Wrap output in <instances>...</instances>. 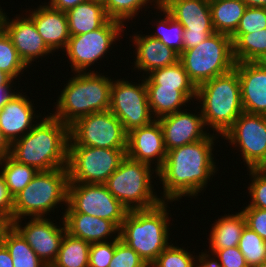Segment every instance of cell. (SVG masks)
Segmentation results:
<instances>
[{
    "instance_id": "b9f144b4",
    "label": "cell",
    "mask_w": 266,
    "mask_h": 267,
    "mask_svg": "<svg viewBox=\"0 0 266 267\" xmlns=\"http://www.w3.org/2000/svg\"><path fill=\"white\" fill-rule=\"evenodd\" d=\"M115 251V240L91 243L88 267H108Z\"/></svg>"
},
{
    "instance_id": "44dd1931",
    "label": "cell",
    "mask_w": 266,
    "mask_h": 267,
    "mask_svg": "<svg viewBox=\"0 0 266 267\" xmlns=\"http://www.w3.org/2000/svg\"><path fill=\"white\" fill-rule=\"evenodd\" d=\"M243 112L266 116V67L261 62H236Z\"/></svg>"
},
{
    "instance_id": "9f6ffc18",
    "label": "cell",
    "mask_w": 266,
    "mask_h": 267,
    "mask_svg": "<svg viewBox=\"0 0 266 267\" xmlns=\"http://www.w3.org/2000/svg\"><path fill=\"white\" fill-rule=\"evenodd\" d=\"M257 170L266 177V161L263 162L258 168Z\"/></svg>"
},
{
    "instance_id": "d6986e66",
    "label": "cell",
    "mask_w": 266,
    "mask_h": 267,
    "mask_svg": "<svg viewBox=\"0 0 266 267\" xmlns=\"http://www.w3.org/2000/svg\"><path fill=\"white\" fill-rule=\"evenodd\" d=\"M126 154L133 160L149 165L156 163L157 171L163 166L167 150L161 125L157 119L147 126L132 129L128 133Z\"/></svg>"
},
{
    "instance_id": "3957f363",
    "label": "cell",
    "mask_w": 266,
    "mask_h": 267,
    "mask_svg": "<svg viewBox=\"0 0 266 267\" xmlns=\"http://www.w3.org/2000/svg\"><path fill=\"white\" fill-rule=\"evenodd\" d=\"M94 71L75 72L60 91L54 113L49 114L70 127L86 115L108 111L113 79Z\"/></svg>"
},
{
    "instance_id": "8d00e7d4",
    "label": "cell",
    "mask_w": 266,
    "mask_h": 267,
    "mask_svg": "<svg viewBox=\"0 0 266 267\" xmlns=\"http://www.w3.org/2000/svg\"><path fill=\"white\" fill-rule=\"evenodd\" d=\"M28 67L24 61L20 58L16 51L11 39L2 31L0 33V70L8 74L13 80L21 78ZM21 73V74H20Z\"/></svg>"
},
{
    "instance_id": "c3c4849f",
    "label": "cell",
    "mask_w": 266,
    "mask_h": 267,
    "mask_svg": "<svg viewBox=\"0 0 266 267\" xmlns=\"http://www.w3.org/2000/svg\"><path fill=\"white\" fill-rule=\"evenodd\" d=\"M196 267H222V266L211 256L206 255L204 252H199V256L196 262Z\"/></svg>"
},
{
    "instance_id": "5b68a950",
    "label": "cell",
    "mask_w": 266,
    "mask_h": 267,
    "mask_svg": "<svg viewBox=\"0 0 266 267\" xmlns=\"http://www.w3.org/2000/svg\"><path fill=\"white\" fill-rule=\"evenodd\" d=\"M195 101L201 104L198 108L205 126L223 136L243 113L237 71L233 69L197 86Z\"/></svg>"
},
{
    "instance_id": "816d5d0a",
    "label": "cell",
    "mask_w": 266,
    "mask_h": 267,
    "mask_svg": "<svg viewBox=\"0 0 266 267\" xmlns=\"http://www.w3.org/2000/svg\"><path fill=\"white\" fill-rule=\"evenodd\" d=\"M12 87L14 86H0V109L7 103V101L15 93Z\"/></svg>"
},
{
    "instance_id": "cb8c5ba5",
    "label": "cell",
    "mask_w": 266,
    "mask_h": 267,
    "mask_svg": "<svg viewBox=\"0 0 266 267\" xmlns=\"http://www.w3.org/2000/svg\"><path fill=\"white\" fill-rule=\"evenodd\" d=\"M62 216L67 233L90 244L108 242L119 238L120 229L107 219L84 213H63ZM113 234L115 235L113 236Z\"/></svg>"
},
{
    "instance_id": "6f0895ef",
    "label": "cell",
    "mask_w": 266,
    "mask_h": 267,
    "mask_svg": "<svg viewBox=\"0 0 266 267\" xmlns=\"http://www.w3.org/2000/svg\"><path fill=\"white\" fill-rule=\"evenodd\" d=\"M253 267H266V261L265 262H262V263H260L258 265H255Z\"/></svg>"
},
{
    "instance_id": "94428289",
    "label": "cell",
    "mask_w": 266,
    "mask_h": 267,
    "mask_svg": "<svg viewBox=\"0 0 266 267\" xmlns=\"http://www.w3.org/2000/svg\"><path fill=\"white\" fill-rule=\"evenodd\" d=\"M95 1H100V2H103V3L105 2V0H95Z\"/></svg>"
},
{
    "instance_id": "30bf717a",
    "label": "cell",
    "mask_w": 266,
    "mask_h": 267,
    "mask_svg": "<svg viewBox=\"0 0 266 267\" xmlns=\"http://www.w3.org/2000/svg\"><path fill=\"white\" fill-rule=\"evenodd\" d=\"M121 22L109 19L102 27L77 36H70L63 50L69 58L71 71L91 72L90 67L104 58L110 47L122 37L126 27ZM89 68V69H88Z\"/></svg>"
},
{
    "instance_id": "8992f818",
    "label": "cell",
    "mask_w": 266,
    "mask_h": 267,
    "mask_svg": "<svg viewBox=\"0 0 266 267\" xmlns=\"http://www.w3.org/2000/svg\"><path fill=\"white\" fill-rule=\"evenodd\" d=\"M68 184L67 168L38 171L31 182L13 198L12 220L47 217L52 210L55 212L57 206L64 203L67 206Z\"/></svg>"
},
{
    "instance_id": "f1b7e54d",
    "label": "cell",
    "mask_w": 266,
    "mask_h": 267,
    "mask_svg": "<svg viewBox=\"0 0 266 267\" xmlns=\"http://www.w3.org/2000/svg\"><path fill=\"white\" fill-rule=\"evenodd\" d=\"M148 103L155 119L180 111L191 102L180 90L162 87L161 85H146Z\"/></svg>"
},
{
    "instance_id": "680465c9",
    "label": "cell",
    "mask_w": 266,
    "mask_h": 267,
    "mask_svg": "<svg viewBox=\"0 0 266 267\" xmlns=\"http://www.w3.org/2000/svg\"><path fill=\"white\" fill-rule=\"evenodd\" d=\"M260 62L266 67V56Z\"/></svg>"
},
{
    "instance_id": "484cf974",
    "label": "cell",
    "mask_w": 266,
    "mask_h": 267,
    "mask_svg": "<svg viewBox=\"0 0 266 267\" xmlns=\"http://www.w3.org/2000/svg\"><path fill=\"white\" fill-rule=\"evenodd\" d=\"M70 36H77L102 27L108 20L104 4L88 0L66 12Z\"/></svg>"
},
{
    "instance_id": "83f0119b",
    "label": "cell",
    "mask_w": 266,
    "mask_h": 267,
    "mask_svg": "<svg viewBox=\"0 0 266 267\" xmlns=\"http://www.w3.org/2000/svg\"><path fill=\"white\" fill-rule=\"evenodd\" d=\"M215 32L231 36L247 8L242 0H209Z\"/></svg>"
},
{
    "instance_id": "7bdbcfd3",
    "label": "cell",
    "mask_w": 266,
    "mask_h": 267,
    "mask_svg": "<svg viewBox=\"0 0 266 267\" xmlns=\"http://www.w3.org/2000/svg\"><path fill=\"white\" fill-rule=\"evenodd\" d=\"M241 211L245 216L246 226L266 241V209L244 207Z\"/></svg>"
},
{
    "instance_id": "277c9868",
    "label": "cell",
    "mask_w": 266,
    "mask_h": 267,
    "mask_svg": "<svg viewBox=\"0 0 266 267\" xmlns=\"http://www.w3.org/2000/svg\"><path fill=\"white\" fill-rule=\"evenodd\" d=\"M168 204L162 201L150 209L128 211L120 227V239L139 254L148 266L170 244L171 217Z\"/></svg>"
},
{
    "instance_id": "603a6c76",
    "label": "cell",
    "mask_w": 266,
    "mask_h": 267,
    "mask_svg": "<svg viewBox=\"0 0 266 267\" xmlns=\"http://www.w3.org/2000/svg\"><path fill=\"white\" fill-rule=\"evenodd\" d=\"M135 46L134 69L142 71L147 76L154 70L170 66L179 61V54L172 48L164 45L159 39L145 34H133Z\"/></svg>"
},
{
    "instance_id": "7c38bea8",
    "label": "cell",
    "mask_w": 266,
    "mask_h": 267,
    "mask_svg": "<svg viewBox=\"0 0 266 267\" xmlns=\"http://www.w3.org/2000/svg\"><path fill=\"white\" fill-rule=\"evenodd\" d=\"M64 213H84L112 221L119 229L128 210L105 184L69 183Z\"/></svg>"
},
{
    "instance_id": "7a4b0ae2",
    "label": "cell",
    "mask_w": 266,
    "mask_h": 267,
    "mask_svg": "<svg viewBox=\"0 0 266 267\" xmlns=\"http://www.w3.org/2000/svg\"><path fill=\"white\" fill-rule=\"evenodd\" d=\"M49 115L11 144L10 156L38 171L67 168L70 127Z\"/></svg>"
},
{
    "instance_id": "8fae6325",
    "label": "cell",
    "mask_w": 266,
    "mask_h": 267,
    "mask_svg": "<svg viewBox=\"0 0 266 267\" xmlns=\"http://www.w3.org/2000/svg\"><path fill=\"white\" fill-rule=\"evenodd\" d=\"M128 133L110 111L96 112L70 126L69 146L127 149Z\"/></svg>"
},
{
    "instance_id": "ba28073f",
    "label": "cell",
    "mask_w": 266,
    "mask_h": 267,
    "mask_svg": "<svg viewBox=\"0 0 266 267\" xmlns=\"http://www.w3.org/2000/svg\"><path fill=\"white\" fill-rule=\"evenodd\" d=\"M179 61L197 87L234 69L232 39L227 34L215 32L196 47L183 50Z\"/></svg>"
},
{
    "instance_id": "836d02e7",
    "label": "cell",
    "mask_w": 266,
    "mask_h": 267,
    "mask_svg": "<svg viewBox=\"0 0 266 267\" xmlns=\"http://www.w3.org/2000/svg\"><path fill=\"white\" fill-rule=\"evenodd\" d=\"M154 9L163 12V18L156 19V26H158L155 32L149 36L155 39H159L164 45L172 48L179 55L183 52V26L176 21L160 4Z\"/></svg>"
},
{
    "instance_id": "f6af8a7d",
    "label": "cell",
    "mask_w": 266,
    "mask_h": 267,
    "mask_svg": "<svg viewBox=\"0 0 266 267\" xmlns=\"http://www.w3.org/2000/svg\"><path fill=\"white\" fill-rule=\"evenodd\" d=\"M13 197L8 191L3 175L0 173V214L12 219Z\"/></svg>"
},
{
    "instance_id": "4dcf8cb0",
    "label": "cell",
    "mask_w": 266,
    "mask_h": 267,
    "mask_svg": "<svg viewBox=\"0 0 266 267\" xmlns=\"http://www.w3.org/2000/svg\"><path fill=\"white\" fill-rule=\"evenodd\" d=\"M90 243L65 233L56 260L50 267H88Z\"/></svg>"
},
{
    "instance_id": "9a60e30c",
    "label": "cell",
    "mask_w": 266,
    "mask_h": 267,
    "mask_svg": "<svg viewBox=\"0 0 266 267\" xmlns=\"http://www.w3.org/2000/svg\"><path fill=\"white\" fill-rule=\"evenodd\" d=\"M160 5L183 26V50L196 47L215 33L209 0H164Z\"/></svg>"
},
{
    "instance_id": "ac0fdd59",
    "label": "cell",
    "mask_w": 266,
    "mask_h": 267,
    "mask_svg": "<svg viewBox=\"0 0 266 267\" xmlns=\"http://www.w3.org/2000/svg\"><path fill=\"white\" fill-rule=\"evenodd\" d=\"M18 15L11 20L6 16L4 31L9 36L20 58L27 66L38 58L46 57L54 52L46 45L37 31L34 21L27 15ZM31 64V65H30Z\"/></svg>"
},
{
    "instance_id": "4fadbf2b",
    "label": "cell",
    "mask_w": 266,
    "mask_h": 267,
    "mask_svg": "<svg viewBox=\"0 0 266 267\" xmlns=\"http://www.w3.org/2000/svg\"><path fill=\"white\" fill-rule=\"evenodd\" d=\"M140 83L123 79L113 80L111 85L110 111L129 133L156 120L150 110L144 78Z\"/></svg>"
},
{
    "instance_id": "d590c367",
    "label": "cell",
    "mask_w": 266,
    "mask_h": 267,
    "mask_svg": "<svg viewBox=\"0 0 266 267\" xmlns=\"http://www.w3.org/2000/svg\"><path fill=\"white\" fill-rule=\"evenodd\" d=\"M238 248L249 267L266 261V241L248 226L242 231Z\"/></svg>"
},
{
    "instance_id": "5bb4252c",
    "label": "cell",
    "mask_w": 266,
    "mask_h": 267,
    "mask_svg": "<svg viewBox=\"0 0 266 267\" xmlns=\"http://www.w3.org/2000/svg\"><path fill=\"white\" fill-rule=\"evenodd\" d=\"M222 138L238 147L247 169L266 161V116L243 112Z\"/></svg>"
},
{
    "instance_id": "52a82bcc",
    "label": "cell",
    "mask_w": 266,
    "mask_h": 267,
    "mask_svg": "<svg viewBox=\"0 0 266 267\" xmlns=\"http://www.w3.org/2000/svg\"><path fill=\"white\" fill-rule=\"evenodd\" d=\"M127 155L105 182L108 191L128 210H145L158 206L162 200L152 185L157 170Z\"/></svg>"
},
{
    "instance_id": "7402d4cb",
    "label": "cell",
    "mask_w": 266,
    "mask_h": 267,
    "mask_svg": "<svg viewBox=\"0 0 266 267\" xmlns=\"http://www.w3.org/2000/svg\"><path fill=\"white\" fill-rule=\"evenodd\" d=\"M45 3V4H44ZM34 10L26 11L34 21L38 33L53 51L64 50L70 38L66 12L51 8L46 2ZM44 4V5H43Z\"/></svg>"
},
{
    "instance_id": "d4e9b609",
    "label": "cell",
    "mask_w": 266,
    "mask_h": 267,
    "mask_svg": "<svg viewBox=\"0 0 266 267\" xmlns=\"http://www.w3.org/2000/svg\"><path fill=\"white\" fill-rule=\"evenodd\" d=\"M224 214L218 217L212 224L209 238V249L205 254L211 256L219 249L229 247H237L244 227L246 226V219L242 211L236 214ZM210 252V253H209ZM208 253V254H207Z\"/></svg>"
},
{
    "instance_id": "681fc988",
    "label": "cell",
    "mask_w": 266,
    "mask_h": 267,
    "mask_svg": "<svg viewBox=\"0 0 266 267\" xmlns=\"http://www.w3.org/2000/svg\"><path fill=\"white\" fill-rule=\"evenodd\" d=\"M0 267H14L12 257L4 244L0 246Z\"/></svg>"
},
{
    "instance_id": "bcb514c9",
    "label": "cell",
    "mask_w": 266,
    "mask_h": 267,
    "mask_svg": "<svg viewBox=\"0 0 266 267\" xmlns=\"http://www.w3.org/2000/svg\"><path fill=\"white\" fill-rule=\"evenodd\" d=\"M88 0H50L46 3L53 9L67 12L69 9L76 7L80 3H84Z\"/></svg>"
},
{
    "instance_id": "ffe728a7",
    "label": "cell",
    "mask_w": 266,
    "mask_h": 267,
    "mask_svg": "<svg viewBox=\"0 0 266 267\" xmlns=\"http://www.w3.org/2000/svg\"><path fill=\"white\" fill-rule=\"evenodd\" d=\"M24 94L17 90L0 109V129L10 144L27 134L40 121L35 119L42 117L36 115L31 99Z\"/></svg>"
},
{
    "instance_id": "9c48e42d",
    "label": "cell",
    "mask_w": 266,
    "mask_h": 267,
    "mask_svg": "<svg viewBox=\"0 0 266 267\" xmlns=\"http://www.w3.org/2000/svg\"><path fill=\"white\" fill-rule=\"evenodd\" d=\"M127 149L68 146L69 183L105 184L126 157Z\"/></svg>"
},
{
    "instance_id": "f5cc1de1",
    "label": "cell",
    "mask_w": 266,
    "mask_h": 267,
    "mask_svg": "<svg viewBox=\"0 0 266 267\" xmlns=\"http://www.w3.org/2000/svg\"><path fill=\"white\" fill-rule=\"evenodd\" d=\"M14 80L5 72L0 70V86H12Z\"/></svg>"
},
{
    "instance_id": "60d3db41",
    "label": "cell",
    "mask_w": 266,
    "mask_h": 267,
    "mask_svg": "<svg viewBox=\"0 0 266 267\" xmlns=\"http://www.w3.org/2000/svg\"><path fill=\"white\" fill-rule=\"evenodd\" d=\"M247 171L252 182L248 184V193L252 200L246 207L266 209V177L257 169H247Z\"/></svg>"
},
{
    "instance_id": "11a10c76",
    "label": "cell",
    "mask_w": 266,
    "mask_h": 267,
    "mask_svg": "<svg viewBox=\"0 0 266 267\" xmlns=\"http://www.w3.org/2000/svg\"><path fill=\"white\" fill-rule=\"evenodd\" d=\"M3 11L4 10H2L1 5H0V33L2 31H4V22H5V19H6V16H7L5 11L4 12Z\"/></svg>"
},
{
    "instance_id": "db71d44e",
    "label": "cell",
    "mask_w": 266,
    "mask_h": 267,
    "mask_svg": "<svg viewBox=\"0 0 266 267\" xmlns=\"http://www.w3.org/2000/svg\"><path fill=\"white\" fill-rule=\"evenodd\" d=\"M247 7L266 8V0H242Z\"/></svg>"
},
{
    "instance_id": "f907efd6",
    "label": "cell",
    "mask_w": 266,
    "mask_h": 267,
    "mask_svg": "<svg viewBox=\"0 0 266 267\" xmlns=\"http://www.w3.org/2000/svg\"><path fill=\"white\" fill-rule=\"evenodd\" d=\"M11 152V144L3 135V132L0 129V160L9 156Z\"/></svg>"
},
{
    "instance_id": "ab89813d",
    "label": "cell",
    "mask_w": 266,
    "mask_h": 267,
    "mask_svg": "<svg viewBox=\"0 0 266 267\" xmlns=\"http://www.w3.org/2000/svg\"><path fill=\"white\" fill-rule=\"evenodd\" d=\"M266 28V8L247 7L234 33H252Z\"/></svg>"
},
{
    "instance_id": "2e32d148",
    "label": "cell",
    "mask_w": 266,
    "mask_h": 267,
    "mask_svg": "<svg viewBox=\"0 0 266 267\" xmlns=\"http://www.w3.org/2000/svg\"><path fill=\"white\" fill-rule=\"evenodd\" d=\"M23 227L24 219L12 220L13 227L22 235L37 256L50 267L56 260L61 242L67 232L62 216V225L57 226L51 218L29 217ZM21 222V223H20ZM63 226V227H62Z\"/></svg>"
},
{
    "instance_id": "91938a15",
    "label": "cell",
    "mask_w": 266,
    "mask_h": 267,
    "mask_svg": "<svg viewBox=\"0 0 266 267\" xmlns=\"http://www.w3.org/2000/svg\"><path fill=\"white\" fill-rule=\"evenodd\" d=\"M159 4H161L164 0H156Z\"/></svg>"
},
{
    "instance_id": "ee69618b",
    "label": "cell",
    "mask_w": 266,
    "mask_h": 267,
    "mask_svg": "<svg viewBox=\"0 0 266 267\" xmlns=\"http://www.w3.org/2000/svg\"><path fill=\"white\" fill-rule=\"evenodd\" d=\"M213 256L212 258H214V260H216L222 267H249L238 246L219 249Z\"/></svg>"
},
{
    "instance_id": "74e56055",
    "label": "cell",
    "mask_w": 266,
    "mask_h": 267,
    "mask_svg": "<svg viewBox=\"0 0 266 267\" xmlns=\"http://www.w3.org/2000/svg\"><path fill=\"white\" fill-rule=\"evenodd\" d=\"M169 244L149 267H196L199 255L193 256L184 247Z\"/></svg>"
},
{
    "instance_id": "1f68e13d",
    "label": "cell",
    "mask_w": 266,
    "mask_h": 267,
    "mask_svg": "<svg viewBox=\"0 0 266 267\" xmlns=\"http://www.w3.org/2000/svg\"><path fill=\"white\" fill-rule=\"evenodd\" d=\"M0 173L3 175L10 195L14 198L20 193L38 173L30 165L17 162L10 155L0 160Z\"/></svg>"
},
{
    "instance_id": "6da1fadb",
    "label": "cell",
    "mask_w": 266,
    "mask_h": 267,
    "mask_svg": "<svg viewBox=\"0 0 266 267\" xmlns=\"http://www.w3.org/2000/svg\"><path fill=\"white\" fill-rule=\"evenodd\" d=\"M217 136L220 137L209 131L198 142L167 151L164 164L157 171L163 187L162 201L171 203L187 196L195 199L208 186L211 176L216 175L218 170L212 153Z\"/></svg>"
},
{
    "instance_id": "e575fe53",
    "label": "cell",
    "mask_w": 266,
    "mask_h": 267,
    "mask_svg": "<svg viewBox=\"0 0 266 267\" xmlns=\"http://www.w3.org/2000/svg\"><path fill=\"white\" fill-rule=\"evenodd\" d=\"M154 3V7L159 3L156 0H105L104 8L109 19L121 22L123 25L134 17L138 16L140 10ZM156 4V5H155ZM147 5V6H146ZM125 22V23H124Z\"/></svg>"
},
{
    "instance_id": "e0dca14e",
    "label": "cell",
    "mask_w": 266,
    "mask_h": 267,
    "mask_svg": "<svg viewBox=\"0 0 266 267\" xmlns=\"http://www.w3.org/2000/svg\"><path fill=\"white\" fill-rule=\"evenodd\" d=\"M184 110L157 119L161 125L167 151L185 144L198 142L209 134L206 131L200 110L199 112L195 110V113L187 112V109Z\"/></svg>"
},
{
    "instance_id": "f546056e",
    "label": "cell",
    "mask_w": 266,
    "mask_h": 267,
    "mask_svg": "<svg viewBox=\"0 0 266 267\" xmlns=\"http://www.w3.org/2000/svg\"><path fill=\"white\" fill-rule=\"evenodd\" d=\"M235 62H260L266 56V28L231 36Z\"/></svg>"
},
{
    "instance_id": "d6a6232c",
    "label": "cell",
    "mask_w": 266,
    "mask_h": 267,
    "mask_svg": "<svg viewBox=\"0 0 266 267\" xmlns=\"http://www.w3.org/2000/svg\"><path fill=\"white\" fill-rule=\"evenodd\" d=\"M4 245L12 257L14 267H48L14 227L7 232Z\"/></svg>"
},
{
    "instance_id": "4316f807",
    "label": "cell",
    "mask_w": 266,
    "mask_h": 267,
    "mask_svg": "<svg viewBox=\"0 0 266 267\" xmlns=\"http://www.w3.org/2000/svg\"><path fill=\"white\" fill-rule=\"evenodd\" d=\"M146 85H161L162 87L180 90L190 101L196 100L197 87L189 79L188 74L180 61L152 71L144 76Z\"/></svg>"
},
{
    "instance_id": "7dc6e473",
    "label": "cell",
    "mask_w": 266,
    "mask_h": 267,
    "mask_svg": "<svg viewBox=\"0 0 266 267\" xmlns=\"http://www.w3.org/2000/svg\"><path fill=\"white\" fill-rule=\"evenodd\" d=\"M12 227V219L8 216L0 214V246L4 244L5 236Z\"/></svg>"
},
{
    "instance_id": "f35d334b",
    "label": "cell",
    "mask_w": 266,
    "mask_h": 267,
    "mask_svg": "<svg viewBox=\"0 0 266 267\" xmlns=\"http://www.w3.org/2000/svg\"><path fill=\"white\" fill-rule=\"evenodd\" d=\"M108 267H149L120 237L115 240V251Z\"/></svg>"
}]
</instances>
